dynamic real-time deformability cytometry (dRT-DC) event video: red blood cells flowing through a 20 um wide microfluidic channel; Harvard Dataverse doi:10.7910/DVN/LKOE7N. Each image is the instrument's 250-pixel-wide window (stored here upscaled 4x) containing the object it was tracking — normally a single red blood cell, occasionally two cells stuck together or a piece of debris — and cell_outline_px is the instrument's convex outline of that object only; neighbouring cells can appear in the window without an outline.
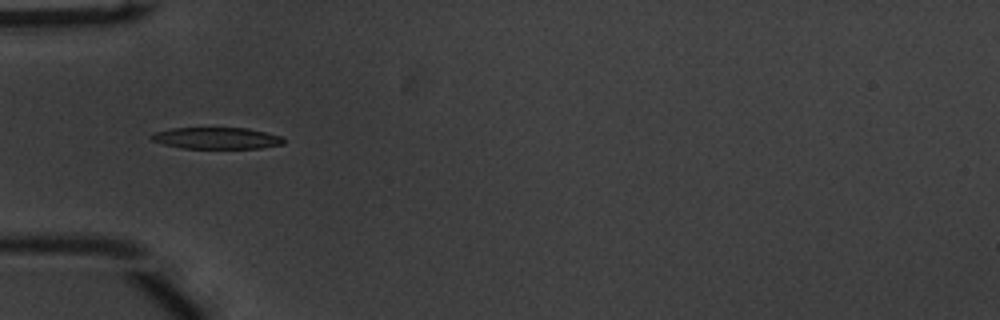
{"species": "common noctule bat (a hibernating species)", "species_latin": "Nyctalus noctula", "temperature_condition": "warm", "stored_images_in_passage": 4, "camera_frame_rate_fps": 3000, "um_per_image_px": 0.085, "animal": {"sex": "male", "body_mass_g": 20.1, "forearm_length_mm": 53.5}, "frame": {"image": 1, "passage_image": 1, "time_ms": 0.0, "image_size_px": [1000, 320], "cell_outline_px": [[284, 144], [260, 148], [184, 148], [164, 144], [152, 140], [148, 136], [152, 132], [172, 128], [248, 128], [280, 136], [284, 140]], "centroid_in_image_um": [18.37, 11.74], "position_along_channel_um": 66.6, "area_um2": 16.53}}